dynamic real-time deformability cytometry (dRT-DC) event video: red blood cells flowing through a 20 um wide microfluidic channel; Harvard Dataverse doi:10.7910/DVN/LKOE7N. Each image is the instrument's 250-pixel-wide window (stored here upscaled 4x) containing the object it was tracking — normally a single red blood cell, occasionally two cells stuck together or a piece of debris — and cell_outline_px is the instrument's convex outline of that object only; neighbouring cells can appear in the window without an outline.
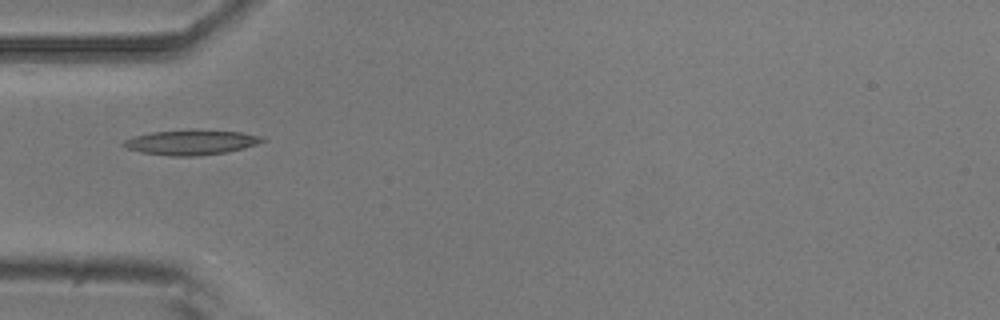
{"species": "common noctule bat (a hibernating species)", "species_latin": "Nyctalus noctula", "temperature_condition": "room temperature", "stored_images_in_passage": 1, "camera_frame_rate_fps": 3000, "um_per_image_px": 0.085, "animal": {"sex": "male", "body_mass_g": 20.5, "forearm_length_mm": 52.5}, "frame": {"image": 1, "passage_image": 1, "time_ms": 0.0, "image_size_px": [1000, 320], "cell_outline_px": [[264, 140], [256, 144], [244, 148], [228, 152], [196, 156], [172, 156], [144, 152], [128, 148], [120, 144], [124, 140], [132, 136], [152, 132], [192, 128], [196, 128], [240, 132], [264, 136]], "centroid_in_image_um": [16.26, 12.07], "position_along_channel_um": 68.7, "area_um2": 20.52}}